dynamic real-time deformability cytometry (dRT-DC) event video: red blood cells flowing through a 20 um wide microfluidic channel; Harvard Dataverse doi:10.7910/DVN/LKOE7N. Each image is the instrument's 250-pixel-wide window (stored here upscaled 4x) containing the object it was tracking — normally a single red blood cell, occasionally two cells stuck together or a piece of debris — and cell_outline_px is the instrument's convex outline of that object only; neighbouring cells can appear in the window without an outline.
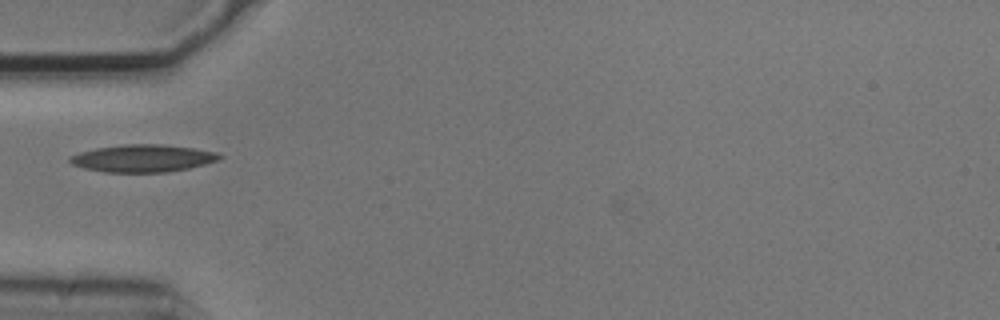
{"species": "common noctule bat (a hibernating species)", "species_latin": "Nyctalus noctula", "temperature_condition": "cold", "stored_images_in_passage": 2, "camera_frame_rate_fps": 3000, "um_per_image_px": 0.085, "animal": {"sex": "male", "body_mass_g": 20.5, "forearm_length_mm": 52.5}, "frame": {"image": 1, "passage_image": 2, "time_ms": 0.333, "image_size_px": [1000, 320], "cell_outline_px": [[224, 156], [220, 160], [188, 168], [168, 172], [104, 172], [84, 168], [72, 164], [68, 160], [68, 156], [80, 152], [96, 148], [124, 144], [160, 144], [192, 148], [216, 152]], "centroid_in_image_um": [12.12, 13.45], "position_along_channel_um": 72.9, "area_um2": 23.87}}